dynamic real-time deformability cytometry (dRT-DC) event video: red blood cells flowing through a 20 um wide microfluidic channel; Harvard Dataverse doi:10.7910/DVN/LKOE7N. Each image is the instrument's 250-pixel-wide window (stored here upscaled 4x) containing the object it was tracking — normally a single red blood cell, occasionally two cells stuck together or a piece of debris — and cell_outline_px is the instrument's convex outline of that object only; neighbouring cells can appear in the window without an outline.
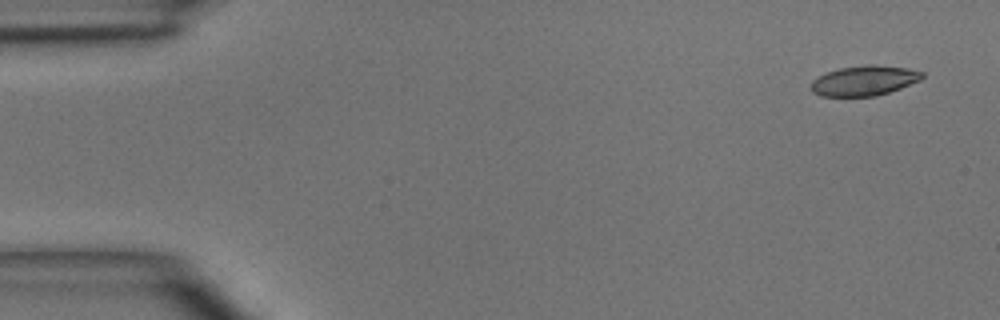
{"species": "common noctule bat (a hibernating species)", "species_latin": "Nyctalus noctula", "temperature_condition": "room temperature", "stored_images_in_passage": 5, "camera_frame_rate_fps": 3000, "um_per_image_px": 0.085, "animal": {"sex": "male", "body_mass_g": 15.6}, "frame": {"image": 1, "passage_image": 1, "time_ms": 0.0, "image_size_px": [1000, 320], "cell_outline_px": [[924, 76], [920, 80], [900, 88], [876, 96], [820, 96], [812, 92], [812, 80], [828, 72], [840, 68], [868, 64], [876, 64], [908, 68], [924, 72]], "centroid_in_image_um": [73.48, 6.85], "position_along_channel_um": 11.5, "area_um2": 19.36}}
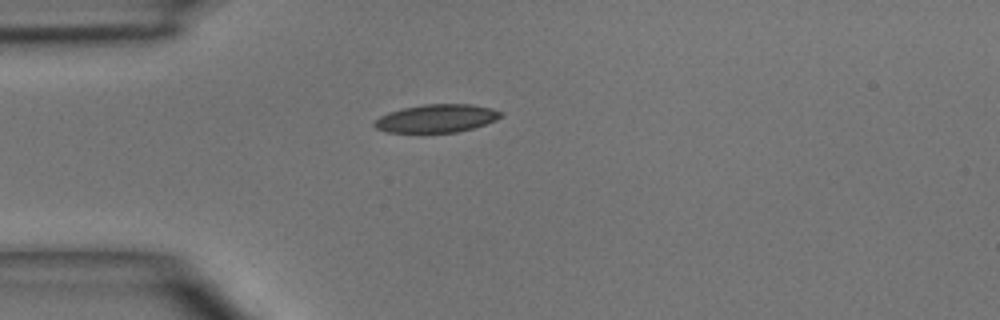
{"frame": {"image": 2, "passage_image": 4, "time_ms": 3.333, "image_size_px": [1000, 320], "cell_outline_px": [[504, 116], [496, 120], [472, 128], [456, 132], [388, 132], [376, 128], [372, 124], [380, 116], [388, 112], [404, 108], [424, 104], [472, 104], [492, 108], [504, 112]], "centroid_in_image_um": [37.14, 10.05], "position_along_channel_um": 47.9, "area_um2": 20.63}}